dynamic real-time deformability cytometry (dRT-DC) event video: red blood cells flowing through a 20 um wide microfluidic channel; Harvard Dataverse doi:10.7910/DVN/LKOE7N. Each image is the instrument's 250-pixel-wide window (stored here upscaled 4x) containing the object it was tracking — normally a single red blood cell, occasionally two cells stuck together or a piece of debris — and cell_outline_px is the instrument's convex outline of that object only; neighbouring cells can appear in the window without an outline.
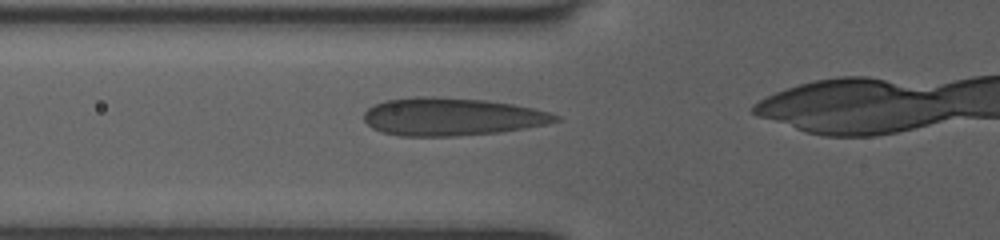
{"species": "human", "species_latin": "Homo sapiens", "temperature_condition": "room temperature", "stored_images_in_passage": 35, "camera_frame_rate_fps": 3000, "um_per_image_px": 0.085, "donor": {"sex": "female"}, "frame": {"image": 1, "passage_image": 12, "time_ms": 3.667, "image_size_px": [1000, 240], "cell_outline_px": [[560, 120], [548, 124], [500, 132], [456, 136], [400, 136], [384, 132], [372, 128], [364, 120], [364, 112], [368, 108], [384, 100], [416, 96], [432, 96], [484, 100], [512, 104], [532, 108], [548, 112], [560, 116]], "centroid_in_image_um": [38.38, 9.92], "position_along_channel_um": 87.4, "area_um2": 42.19}}
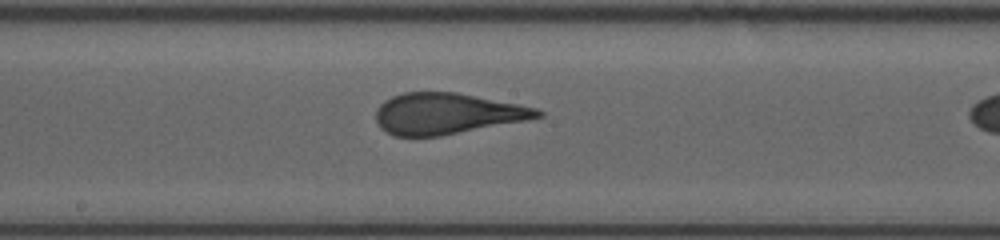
{"frame": {"image": 2, "passage_image": 21, "time_ms": 6.667, "image_size_px": [1000, 240], "cell_outline_px": [[544, 116], [528, 120], [440, 136], [396, 136], [380, 128], [376, 120], [376, 108], [384, 100], [392, 96], [404, 92], [456, 92], [536, 108], [544, 112]], "centroid_in_image_um": [37.97, 9.66], "position_along_channel_um": 210.2, "area_um2": 38.55}}
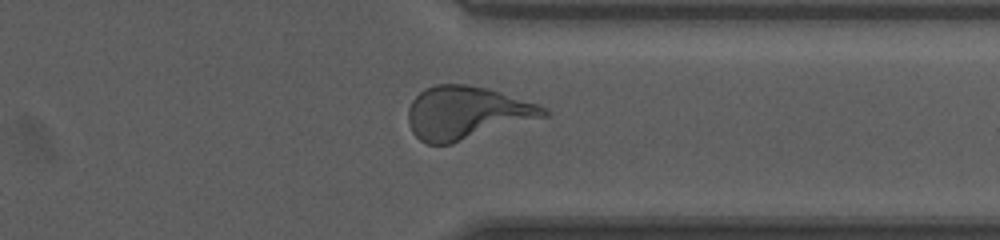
{"frame": {"image": 3, "passage_image": 33, "time_ms": 10.667, "image_size_px": [1000, 240], "cell_outline_px": [[548, 116], [452, 144], [428, 144], [420, 140], [412, 132], [408, 124], [408, 108], [412, 100], [424, 88], [436, 84], [468, 84], [500, 92], [548, 108]], "centroid_in_image_um": [39.64, 9.6], "position_along_channel_um": 371.8, "area_um2": 41.85}}